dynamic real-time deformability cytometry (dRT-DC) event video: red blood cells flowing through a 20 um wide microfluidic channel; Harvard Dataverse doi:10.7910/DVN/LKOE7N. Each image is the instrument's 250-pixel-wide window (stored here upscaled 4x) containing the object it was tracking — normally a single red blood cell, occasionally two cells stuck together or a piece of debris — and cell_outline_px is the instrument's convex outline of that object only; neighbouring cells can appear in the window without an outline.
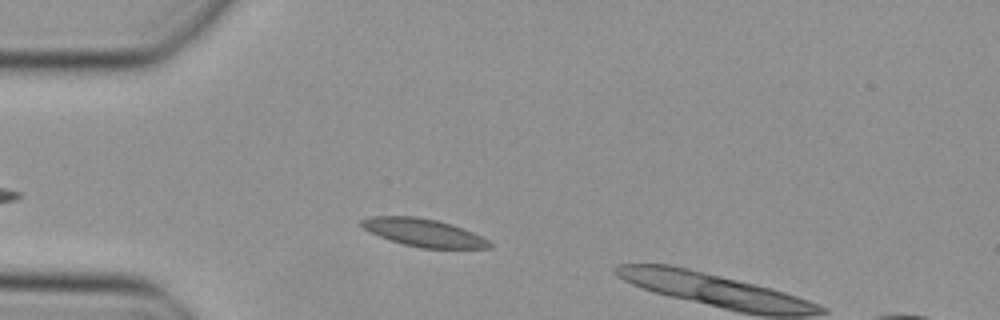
{"species": "Egyptian fruit bat (a non-hibernating species)", "species_latin": "Rousettus aegyptiacus", "temperature_condition": "cold", "stored_images_in_passage": 36, "camera_frame_rate_fps": 3000, "um_per_image_px": 0.085, "animal": {"sex": "female"}, "frame": {"image": 1, "passage_image": 6, "time_ms": 1.667, "image_size_px": [1000, 320], "cell_outline_px": [[492, 248], [424, 248], [404, 244], [380, 236], [364, 228], [360, 224], [360, 220], [372, 216], [416, 216], [436, 220], [452, 224], [472, 232], [488, 240], [492, 244]], "centroid_in_image_um": [36.02, 19.76], "position_along_channel_um": 49.0, "area_um2": 20.4}}
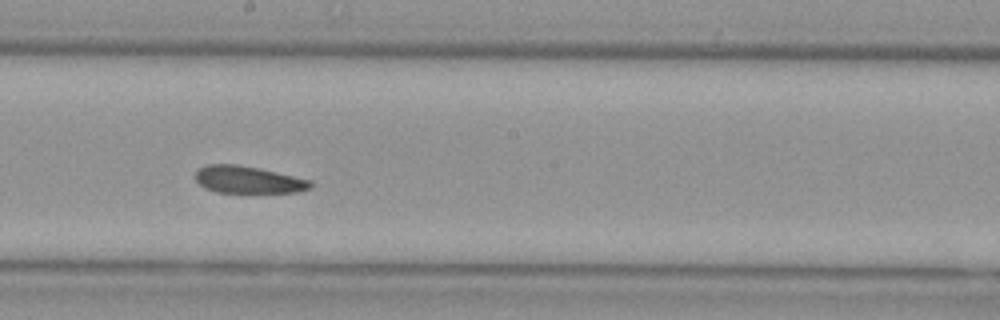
{"frame": {"image": 2, "passage_image": 20, "time_ms": 6.333, "image_size_px": [1000, 320], "cell_outline_px": [[312, 188], [296, 192], [216, 192], [204, 188], [196, 180], [196, 172], [200, 168], [208, 164], [236, 164], [260, 168], [312, 180]], "centroid_in_image_um": [21.11, 15.27], "position_along_channel_um": 227.1, "area_um2": 18.21}}
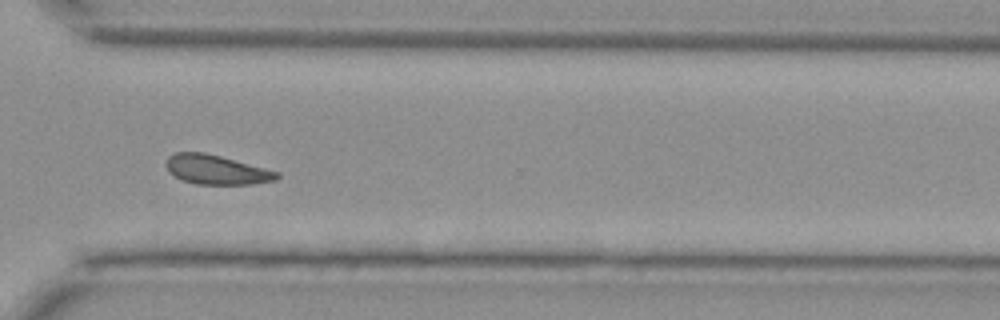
{"frame": {"image": 3, "passage_image": 29, "time_ms": 9.333, "image_size_px": [1000, 320], "cell_outline_px": [[280, 176], [276, 180], [252, 184], [196, 184], [180, 180], [168, 172], [168, 156], [176, 152], [204, 152], [220, 156], [280, 172]], "centroid_in_image_um": [18.4, 14.43], "position_along_channel_um": 352.2, "area_um2": 18.9}}